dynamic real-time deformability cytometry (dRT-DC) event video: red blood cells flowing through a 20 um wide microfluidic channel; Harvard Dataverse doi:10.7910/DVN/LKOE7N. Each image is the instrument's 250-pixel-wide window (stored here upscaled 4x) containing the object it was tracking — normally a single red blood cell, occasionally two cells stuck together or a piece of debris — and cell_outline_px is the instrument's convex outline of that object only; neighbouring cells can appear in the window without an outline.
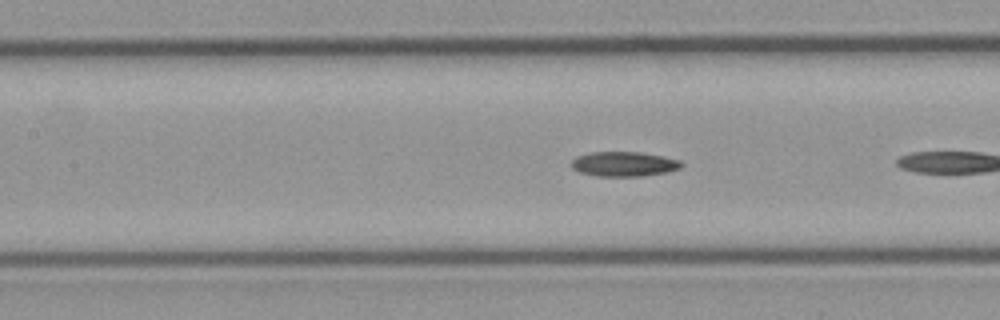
{"species": "common noctule bat (a hibernating species)", "species_latin": "Nyctalus noctula", "temperature_condition": "cold", "stored_images_in_passage": 8, "camera_frame_rate_fps": 3000, "um_per_image_px": 0.085, "animal": {"sex": "male", "body_mass_g": 23.1, "forearm_length_mm": 52.7}, "frame": {"image": 1, "passage_image": 7, "time_ms": 2.0, "image_size_px": [1000, 320], "cell_outline_px": [[684, 164], [680, 168], [668, 172], [640, 176], [596, 176], [580, 172], [572, 168], [572, 160], [576, 156], [592, 152], [640, 152], [664, 156], [680, 160]], "centroid_in_image_um": [53.06, 13.94], "position_along_channel_um": 154.3, "area_um2": 15.9}}